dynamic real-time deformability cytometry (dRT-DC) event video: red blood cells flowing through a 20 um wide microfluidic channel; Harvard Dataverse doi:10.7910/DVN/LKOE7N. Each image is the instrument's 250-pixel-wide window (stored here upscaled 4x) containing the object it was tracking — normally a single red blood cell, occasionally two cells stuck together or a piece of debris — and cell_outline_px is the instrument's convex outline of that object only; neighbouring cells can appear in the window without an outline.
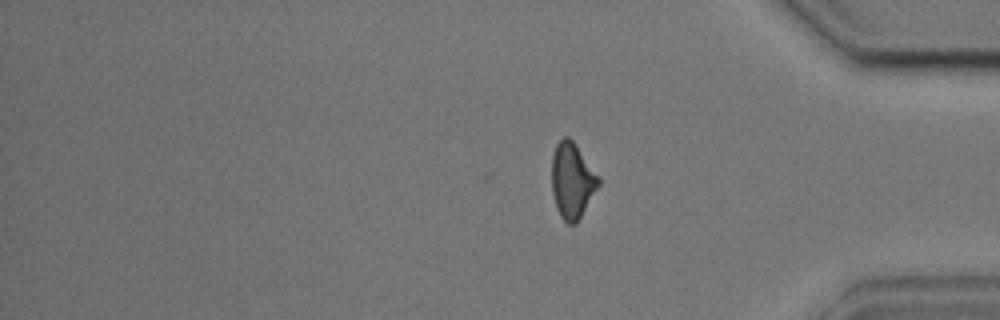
{"species": "common noctule bat (a hibernating species)", "species_latin": "Nyctalus noctula", "temperature_condition": "cold", "stored_images_in_passage": 32, "camera_frame_rate_fps": 3000, "um_per_image_px": 0.085, "animal": {"sex": "male", "body_mass_g": 17.9, "forearm_length_mm": 54.2}, "frame": {"image": 1, "passage_image": 32, "time_ms": 10.333, "image_size_px": [1000, 320], "cell_outline_px": [[600, 184], [576, 224], [568, 224], [560, 216], [556, 208], [552, 192], [552, 156], [556, 144], [564, 136], [568, 136], [572, 140], [600, 180]], "centroid_in_image_um": [48.6, 15.37], "position_along_channel_um": 386.6, "area_um2": 20.23}, "authors_computed_cell_mechanics": {"area_um2": 21.2126, "velocity_mm_per_s": 3.6167, "shape_relaxation_time_tau1_ms": 9.3196, "shape_relaxation_time_tau2_ms": 4.7063, "deformation_change_tau1": 0.1906, "deformation_change_tau2": 0.1099}}